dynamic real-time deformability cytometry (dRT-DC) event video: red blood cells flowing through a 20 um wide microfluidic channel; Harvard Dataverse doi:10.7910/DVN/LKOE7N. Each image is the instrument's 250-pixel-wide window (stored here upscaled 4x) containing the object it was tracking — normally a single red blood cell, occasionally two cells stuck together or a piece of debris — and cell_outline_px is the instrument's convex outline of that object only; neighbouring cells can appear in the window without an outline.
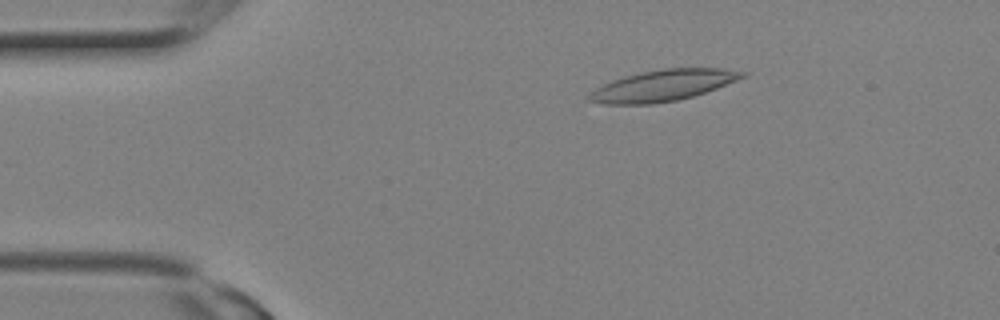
{"species": "Egyptian fruit bat (a non-hibernating species)", "species_latin": "Rousettus aegyptiacus", "temperature_condition": "room temperature", "stored_images_in_passage": 3, "camera_frame_rate_fps": 3000, "um_per_image_px": 0.085, "animal": {"sex": "female"}, "frame": {"image": 1, "passage_image": 2, "time_ms": 0.333, "image_size_px": [1000, 320], "cell_outline_px": [[748, 76], [716, 88], [692, 96], [676, 100], [652, 104], [604, 104], [588, 100], [588, 96], [596, 88], [612, 80], [624, 76], [664, 68], [724, 68], [748, 72]], "centroid_in_image_um": [56.39, 7.26], "position_along_channel_um": 28.6, "area_um2": 27.57}}
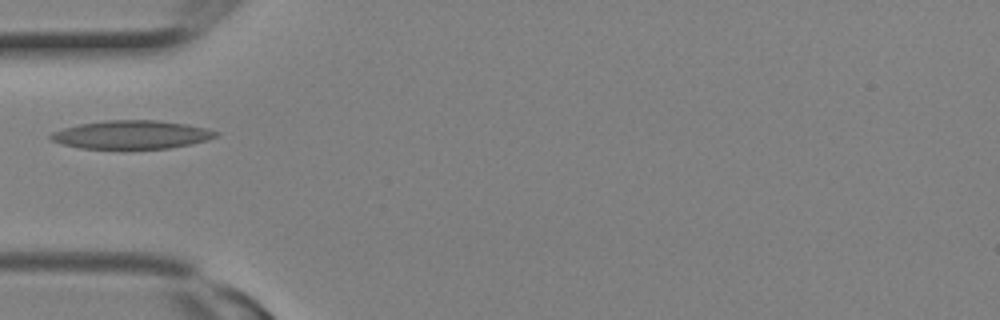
{"frame": {"image": 2, "passage_image": 3, "time_ms": 0.667, "image_size_px": [1000, 320], "cell_outline_px": [[220, 132], [216, 136], [208, 140], [192, 144], [168, 148], [80, 148], [64, 144], [52, 140], [48, 136], [52, 132], [64, 128], [80, 124], [108, 120], [156, 120], [188, 124]], "centroid_in_image_um": [11.21, 11.44], "position_along_channel_um": 73.8, "area_um2": 27.05}}